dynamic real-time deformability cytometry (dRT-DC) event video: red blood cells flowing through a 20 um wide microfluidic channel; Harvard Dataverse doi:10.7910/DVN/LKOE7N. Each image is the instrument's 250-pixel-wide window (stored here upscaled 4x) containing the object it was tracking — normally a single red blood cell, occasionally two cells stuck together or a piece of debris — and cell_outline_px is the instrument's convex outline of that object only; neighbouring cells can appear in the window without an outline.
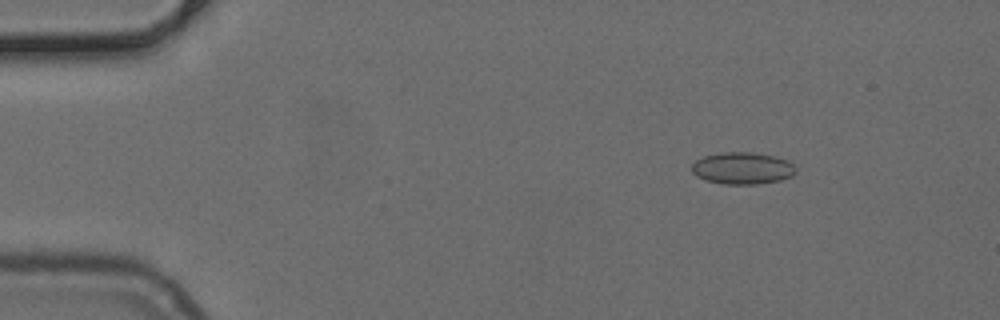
{"species": "common noctule bat (a hibernating species)", "species_latin": "Nyctalus noctula", "temperature_condition": "cold", "stored_images_in_passage": 51, "camera_frame_rate_fps": 3000, "um_per_image_px": 0.085, "animal": {"sex": "female", "body_mass_g": 24.6, "forearm_length_mm": 56.2}, "frame": {"image": 1, "passage_image": 7, "time_ms": 2.0, "image_size_px": [1000, 320], "cell_outline_px": [[796, 172], [792, 176], [780, 180], [756, 184], [724, 184], [704, 180], [696, 176], [692, 172], [692, 164], [696, 160], [704, 156], [720, 152], [756, 152], [788, 160], [796, 168]], "centroid_in_image_um": [63.09, 14.29], "position_along_channel_um": 21.9, "area_um2": 19.48}}
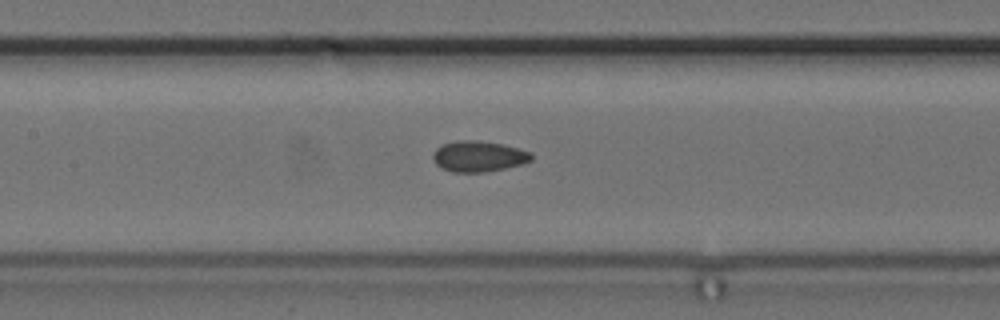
{"frame": {"image": 2, "passage_image": 24, "time_ms": 7.667, "image_size_px": [1000, 320], "cell_outline_px": [[532, 160], [520, 164], [504, 168], [484, 172], [452, 172], [440, 168], [436, 164], [432, 156], [436, 148], [444, 144], [460, 140], [480, 140], [504, 144], [532, 152]], "centroid_in_image_um": [40.68, 13.28], "position_along_channel_um": 166.7, "area_um2": 17.69}}
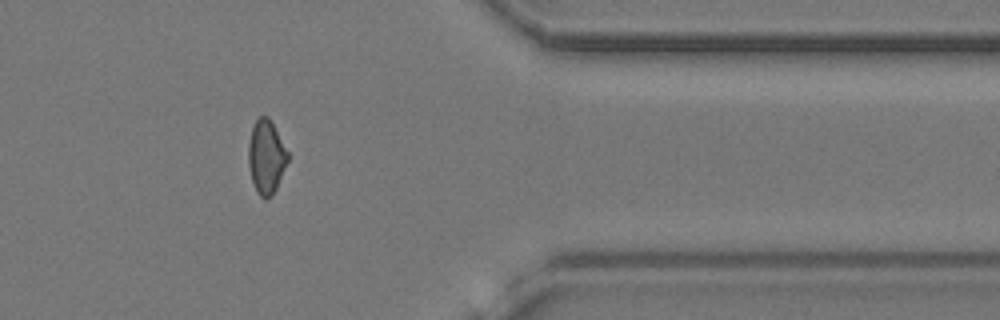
{"frame": {"image": 3, "passage_image": 42, "time_ms": 13.667, "image_size_px": [1000, 320], "cell_outline_px": [[288, 160], [276, 188], [268, 200], [264, 200], [256, 192], [252, 180], [248, 164], [248, 144], [252, 124], [260, 116], [268, 116], [288, 152]], "centroid_in_image_um": [22.6, 13.34], "position_along_channel_um": 388.8, "area_um2": 16.88}}